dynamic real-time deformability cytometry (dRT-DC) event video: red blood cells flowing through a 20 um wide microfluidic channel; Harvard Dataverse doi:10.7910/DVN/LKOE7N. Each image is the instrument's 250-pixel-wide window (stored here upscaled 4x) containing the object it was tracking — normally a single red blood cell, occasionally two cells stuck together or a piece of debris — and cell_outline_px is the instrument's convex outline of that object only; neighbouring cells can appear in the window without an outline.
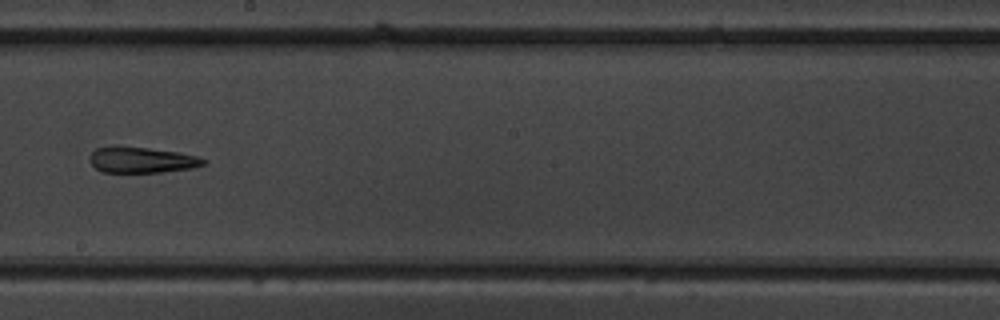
{"species": "common noctule bat (a hibernating species)", "species_latin": "Nyctalus noctula", "temperature_condition": "warm", "stored_images_in_passage": 6, "camera_frame_rate_fps": 3000, "um_per_image_px": 0.085, "animal": {"sex": "male", "body_mass_g": 19.5, "forearm_length_mm": 54.6}, "frame": {"image": 1, "passage_image": 6, "time_ms": 6.333, "image_size_px": [1000, 320], "cell_outline_px": [[208, 164], [192, 168], [160, 172], [104, 172], [96, 168], [88, 160], [92, 152], [96, 148], [112, 144], [116, 144], [180, 152], [196, 156], [208, 160]], "centroid_in_image_um": [12.04, 13.56], "position_along_channel_um": 236.2, "area_um2": 17.57}}